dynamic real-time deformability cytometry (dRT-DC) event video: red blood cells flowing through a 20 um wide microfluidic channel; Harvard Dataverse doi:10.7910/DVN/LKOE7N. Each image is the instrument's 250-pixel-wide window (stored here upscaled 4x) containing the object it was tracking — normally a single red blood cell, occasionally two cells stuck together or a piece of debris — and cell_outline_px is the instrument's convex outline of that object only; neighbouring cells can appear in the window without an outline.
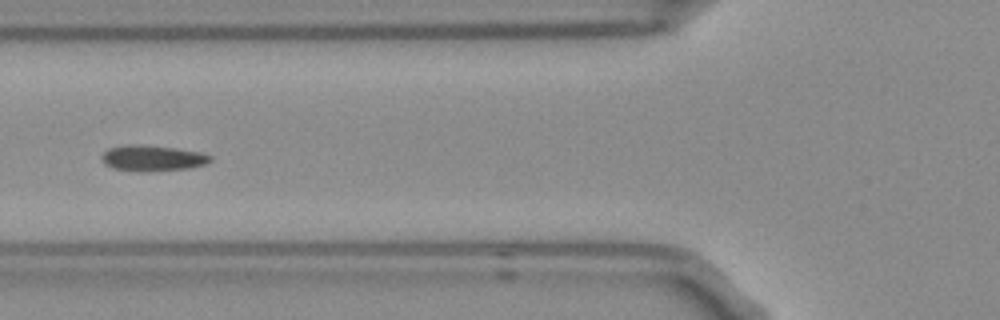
{"species": "Egyptian fruit bat (a non-hibernating species)", "species_latin": "Rousettus aegyptiacus", "temperature_condition": "room temperature", "stored_images_in_passage": 5, "segment_of_instrument_passage": [2, 2], "camera_frame_rate_fps": 3000, "um_per_image_px": 0.085, "frame": {"image": 1, "passage_image": 5, "time_ms": 1.333, "image_size_px": [1000, 320], "cell_outline_px": [[212, 160], [208, 164], [192, 168], [148, 172], [112, 168], [104, 164], [104, 152], [108, 148], [172, 148], [200, 152], [212, 156]], "centroid_in_image_um": [13.11, 13.52], "position_along_channel_um": 112.7, "area_um2": 15.26}}